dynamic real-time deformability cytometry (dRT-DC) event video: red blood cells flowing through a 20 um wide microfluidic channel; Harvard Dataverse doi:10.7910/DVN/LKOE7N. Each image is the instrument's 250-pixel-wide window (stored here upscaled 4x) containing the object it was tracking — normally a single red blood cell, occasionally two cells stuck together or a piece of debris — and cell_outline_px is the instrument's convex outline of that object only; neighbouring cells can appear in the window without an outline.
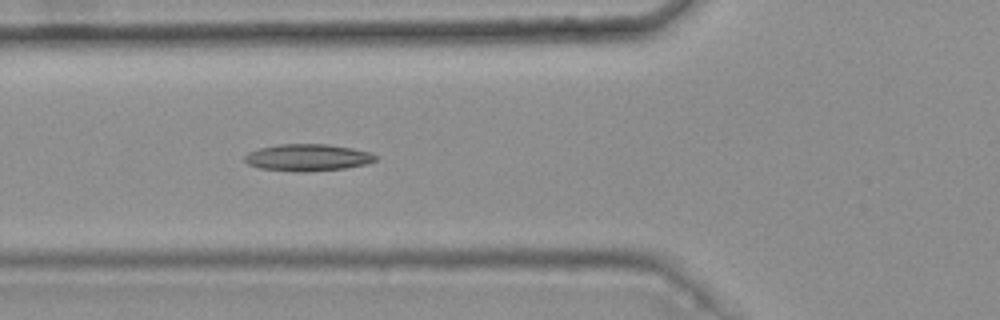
{"species": "common noctule bat (a hibernating species)", "species_latin": "Nyctalus noctula", "temperature_condition": "warm", "stored_images_in_passage": 6, "camera_frame_rate_fps": 3000, "um_per_image_px": 0.085, "animal": {"sex": "female", "body_mass_g": 25.1}, "frame": {"image": 1, "passage_image": 6, "time_ms": 1.667, "image_size_px": [1000, 320], "cell_outline_px": [[376, 160], [368, 164], [344, 168], [304, 172], [300, 172], [260, 168], [248, 164], [244, 160], [244, 156], [248, 152], [260, 148], [276, 144], [328, 144], [352, 148], [368, 152], [376, 156]], "centroid_in_image_um": [26.13, 13.38], "position_along_channel_um": 99.7, "area_um2": 20.46}}